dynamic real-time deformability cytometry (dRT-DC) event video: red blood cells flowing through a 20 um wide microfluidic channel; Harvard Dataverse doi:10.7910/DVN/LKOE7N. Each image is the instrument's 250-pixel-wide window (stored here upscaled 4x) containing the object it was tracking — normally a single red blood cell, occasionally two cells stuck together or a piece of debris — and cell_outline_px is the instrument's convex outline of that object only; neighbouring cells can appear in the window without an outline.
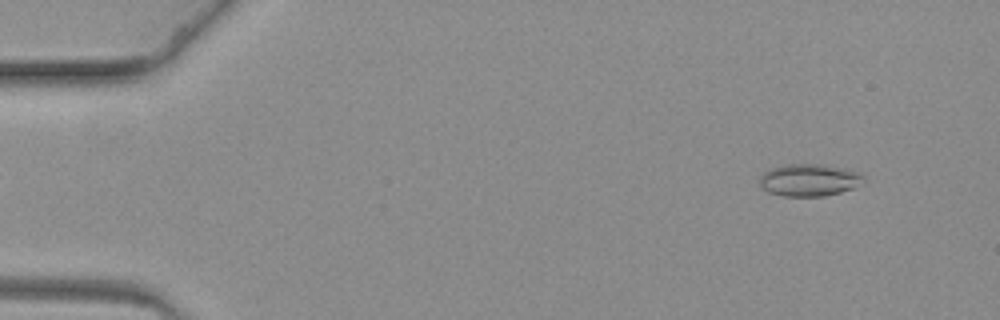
{"species": "common noctule bat (a hibernating species)", "species_latin": "Nyctalus noctula", "temperature_condition": "warm", "stored_images_in_passage": 59, "camera_frame_rate_fps": 3000, "um_per_image_px": 0.085, "animal": {"sex": "female", "body_mass_g": 19.3, "forearm_length_mm": 54.1}, "frame": {"image": 1, "passage_image": 5, "time_ms": 1.333, "image_size_px": [1000, 320], "cell_outline_px": [[864, 180], [852, 188], [840, 192], [824, 196], [784, 196], [768, 192], [760, 184], [760, 176], [764, 172], [772, 168], [788, 164], [824, 164], [844, 168], [856, 172], [864, 176]], "centroid_in_image_um": [68.77, 15.3], "position_along_channel_um": 16.2, "area_um2": 19.31}}
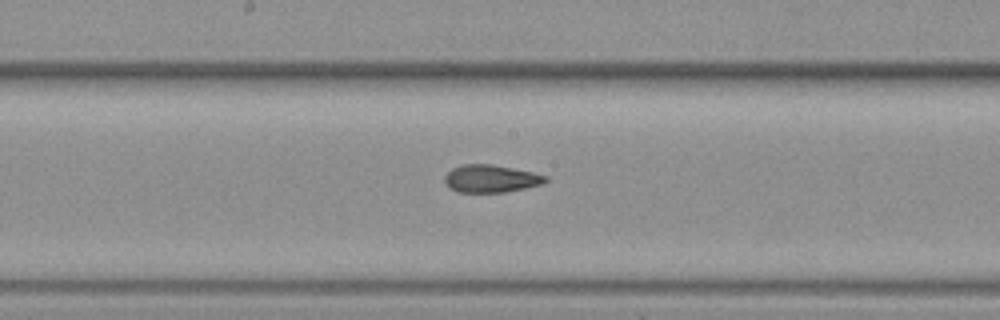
{"frame": {"image": 2, "passage_image": 33, "time_ms": 10.667, "image_size_px": [1000, 320], "cell_outline_px": [[548, 180], [544, 184], [504, 192], [460, 192], [448, 188], [444, 180], [444, 176], [452, 168], [464, 164], [492, 164], [532, 172], [548, 176]], "centroid_in_image_um": [41.72, 15.18], "position_along_channel_um": 206.5, "area_um2": 16.24}}
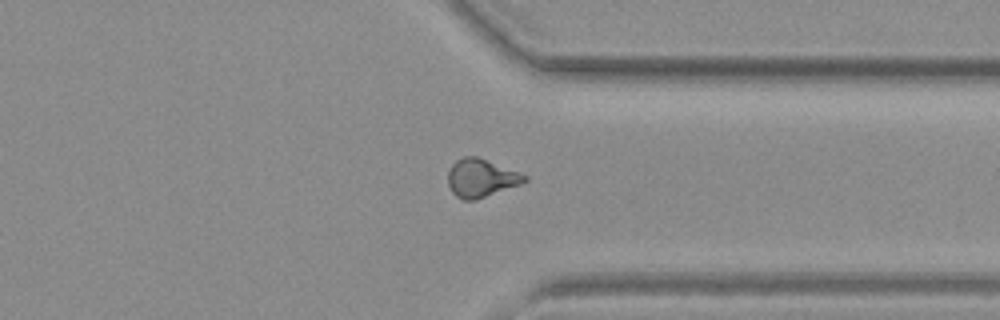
{"frame": {"image": 3, "passage_image": 48, "time_ms": 15.667, "image_size_px": [1000, 320], "cell_outline_px": [[528, 180], [520, 184], [476, 200], [464, 200], [456, 196], [452, 192], [448, 184], [448, 172], [452, 164], [456, 160], [464, 156], [476, 156], [528, 176]], "centroid_in_image_um": [40.87, 15.14], "position_along_channel_um": 370.5, "area_um2": 16.82}}